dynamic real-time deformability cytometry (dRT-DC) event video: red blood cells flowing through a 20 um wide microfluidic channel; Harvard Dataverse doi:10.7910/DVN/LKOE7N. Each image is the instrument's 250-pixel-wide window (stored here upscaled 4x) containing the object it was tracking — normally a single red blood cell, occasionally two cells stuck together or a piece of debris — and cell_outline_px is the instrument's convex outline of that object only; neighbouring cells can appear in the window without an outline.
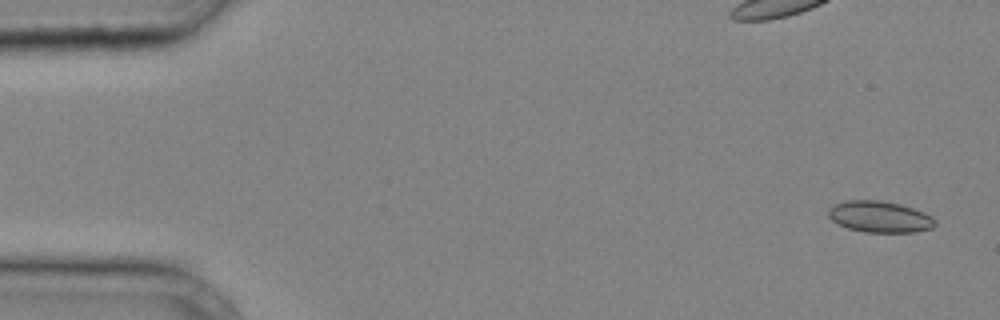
{"species": "common noctule bat (a hibernating species)", "species_latin": "Nyctalus noctula", "temperature_condition": "cold", "stored_images_in_passage": 37, "camera_frame_rate_fps": 3000, "um_per_image_px": 0.085, "animal": {"sex": "male", "body_mass_g": 20.4}, "frame": {"image": 1, "passage_image": 1, "time_ms": 0.0, "image_size_px": [1000, 320], "cell_outline_px": [[936, 224], [932, 228], [916, 232], [864, 232], [848, 228], [832, 220], [828, 216], [828, 208], [832, 204], [848, 200], [880, 200], [900, 204], [924, 212], [932, 216], [936, 220]], "centroid_in_image_um": [74.78, 18.42], "position_along_channel_um": 10.2, "area_um2": 19.59}}